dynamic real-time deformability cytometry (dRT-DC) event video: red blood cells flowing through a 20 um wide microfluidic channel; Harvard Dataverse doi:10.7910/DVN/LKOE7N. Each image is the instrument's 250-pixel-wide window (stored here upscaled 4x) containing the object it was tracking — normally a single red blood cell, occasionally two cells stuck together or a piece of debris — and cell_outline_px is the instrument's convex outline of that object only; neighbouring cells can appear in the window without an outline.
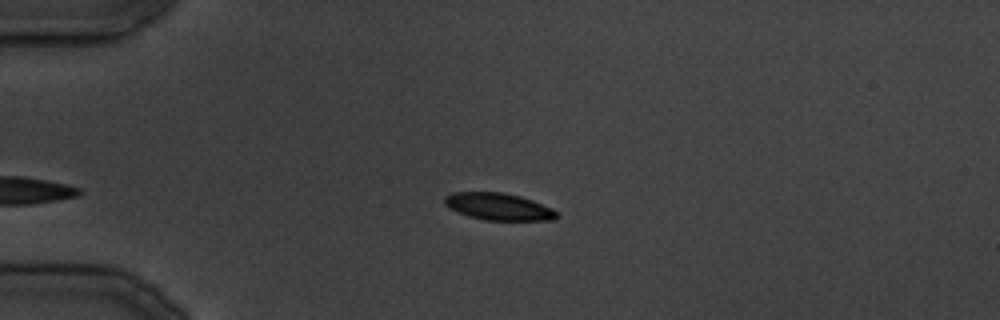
{"species": "common noctule bat (a hibernating species)", "species_latin": "Nyctalus noctula", "temperature_condition": "cold", "stored_images_in_passage": 24, "camera_frame_rate_fps": 3000, "um_per_image_px": 0.085, "animal": {"sex": "male", "body_mass_g": 19.5, "forearm_length_mm": 54.6}, "frame": {"image": 1, "passage_image": 1, "time_ms": 0.0, "image_size_px": [1000, 320], "cell_outline_px": [[560, 216], [552, 220], [484, 220], [468, 216], [456, 212], [448, 208], [444, 204], [444, 196], [452, 192], [504, 192], [520, 196], [532, 200], [552, 208]], "centroid_in_image_um": [42.34, 17.56], "position_along_channel_um": 42.7, "area_um2": 17.86}}
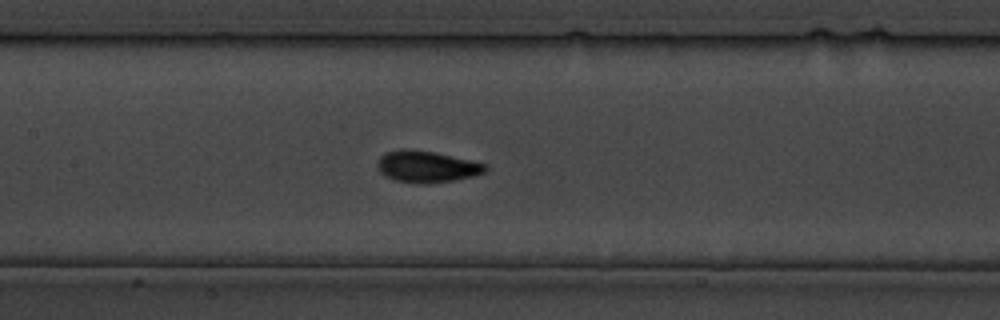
{"frame": {"image": 2, "passage_image": 9, "time_ms": 10.0, "image_size_px": [1000, 320], "cell_outline_px": [[488, 168], [484, 172], [472, 176], [452, 180], [424, 184], [396, 180], [384, 176], [380, 172], [376, 164], [380, 156], [388, 152], [404, 148], [408, 148], [436, 152], [488, 164]], "centroid_in_image_um": [36.26, 14.15], "position_along_channel_um": 171.1, "area_um2": 19.83}}
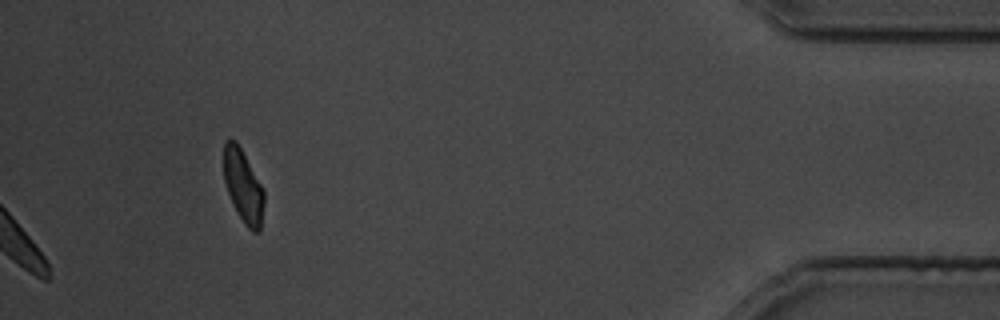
{"frame": {"image": 3, "passage_image": 24, "time_ms": 29.0, "image_size_px": [1000, 320], "cell_outline_px": [[264, 204], [260, 232], [252, 232], [244, 224], [228, 192], [224, 180], [224, 140], [236, 140], [260, 184], [264, 192]], "centroid_in_image_um": [20.68, 15.84], "position_along_channel_um": 414.5, "area_um2": 16.65}}